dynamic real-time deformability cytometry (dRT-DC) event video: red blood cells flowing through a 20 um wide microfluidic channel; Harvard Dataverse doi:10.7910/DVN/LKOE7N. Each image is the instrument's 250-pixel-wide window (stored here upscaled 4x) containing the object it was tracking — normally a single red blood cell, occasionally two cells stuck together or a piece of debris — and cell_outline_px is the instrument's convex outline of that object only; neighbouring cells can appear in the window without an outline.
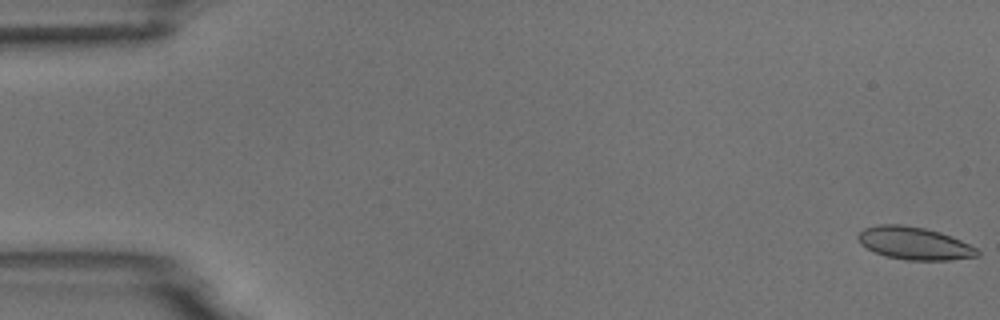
{"species": "common noctule bat (a hibernating species)", "species_latin": "Nyctalus noctula", "temperature_condition": "room temperature", "stored_images_in_passage": 13, "camera_frame_rate_fps": 3000, "um_per_image_px": 0.085, "animal": {"sex": "male", "body_mass_g": 18.8}, "frame": {"image": 1, "passage_image": 1, "time_ms": 0.0, "image_size_px": [1000, 320], "cell_outline_px": [[980, 256], [948, 260], [904, 260], [884, 256], [860, 244], [856, 236], [864, 228], [880, 224], [900, 224], [924, 228], [940, 232], [952, 236], [976, 248], [980, 252]], "centroid_in_image_um": [77.71, 20.68], "position_along_channel_um": 7.3, "area_um2": 22.72}}